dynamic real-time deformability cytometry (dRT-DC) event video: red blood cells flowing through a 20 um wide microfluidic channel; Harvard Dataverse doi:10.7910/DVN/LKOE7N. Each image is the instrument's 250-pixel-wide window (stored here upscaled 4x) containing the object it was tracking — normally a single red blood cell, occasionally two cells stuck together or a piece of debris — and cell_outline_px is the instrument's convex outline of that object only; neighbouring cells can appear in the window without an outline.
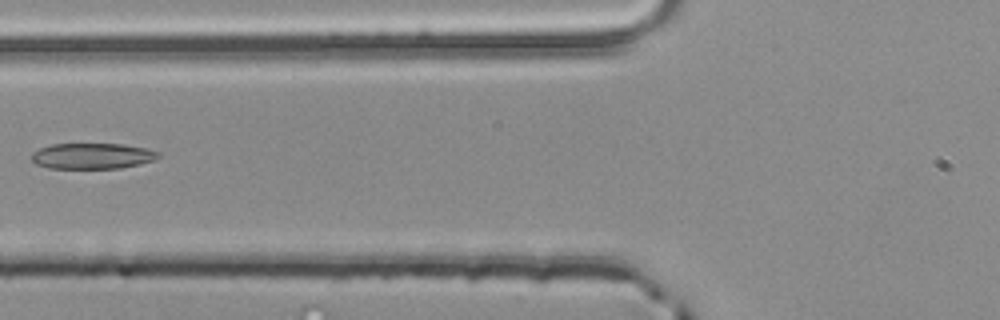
{"species": "common noctule bat (a hibernating species)", "species_latin": "Nyctalus noctula", "temperature_condition": "room temperature", "stored_images_in_passage": 5, "camera_frame_rate_fps": 3000, "um_per_image_px": 0.085, "animal": {"sex": "male", "body_mass_g": 20.4}, "frame": {"image": 1, "passage_image": 5, "time_ms": 1.333, "image_size_px": [1000, 320], "cell_outline_px": [[160, 156], [152, 160], [140, 164], [120, 168], [48, 168], [36, 164], [32, 160], [32, 152], [40, 148], [52, 144], [124, 144], [144, 148], [160, 152]], "centroid_in_image_um": [7.83, 13.26], "position_along_channel_um": 118.0, "area_um2": 18.96}}